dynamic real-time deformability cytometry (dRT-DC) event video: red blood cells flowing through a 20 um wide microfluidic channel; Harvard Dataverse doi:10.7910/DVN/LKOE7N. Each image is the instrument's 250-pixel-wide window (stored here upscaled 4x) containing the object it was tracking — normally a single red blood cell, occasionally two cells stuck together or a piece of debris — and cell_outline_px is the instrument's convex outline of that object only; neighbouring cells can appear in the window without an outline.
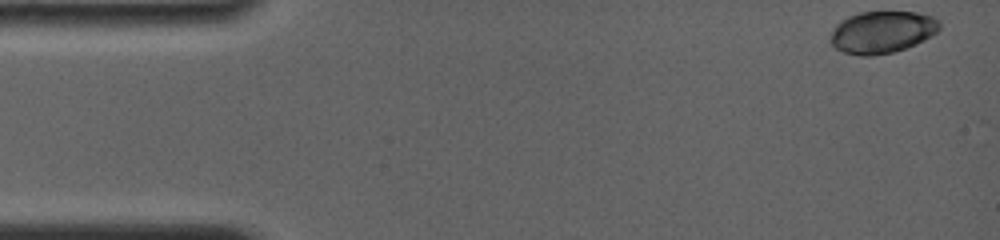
{"species": "common noctule bat (a hibernating species)", "species_latin": "Nyctalus noctula", "temperature_condition": "room temperature", "stored_images_in_passage": 36, "camera_frame_rate_fps": 4000, "um_per_image_px": 0.085, "animal": {"sex": "female", "body_mass_g": 19.0, "forearm_length_mm": 56.7}, "frame": {"image": 1, "passage_image": 1, "time_ms": 0.0, "image_size_px": [1000, 240], "cell_outline_px": [[940, 28], [932, 36], [916, 44], [892, 52], [872, 56], [860, 56], [844, 52], [836, 48], [828, 40], [836, 24], [840, 20], [848, 16], [860, 12], [916, 12], [932, 16], [940, 20]], "centroid_in_image_um": [74.97, 2.72], "position_along_channel_um": 10.0, "area_um2": 26.88}}
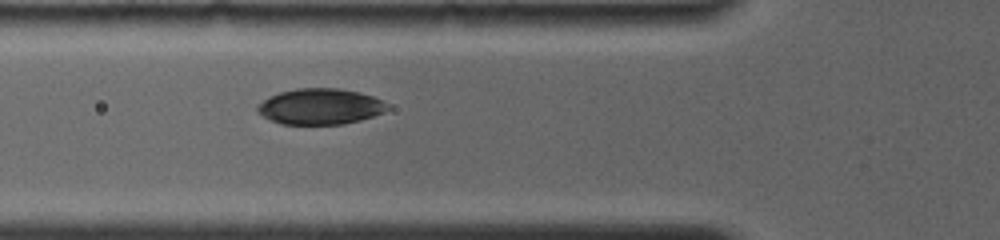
{"frame": {"image": 2, "passage_image": 26, "time_ms": 5.25, "image_size_px": [1000, 240], "cell_outline_px": [[388, 108], [372, 116], [360, 120], [344, 124], [284, 124], [272, 120], [264, 116], [256, 108], [264, 100], [280, 92], [296, 88], [340, 88], [360, 92], [372, 96], [388, 104]], "centroid_in_image_um": [27.23, 9.04], "position_along_channel_um": 98.6, "area_um2": 26.7}}
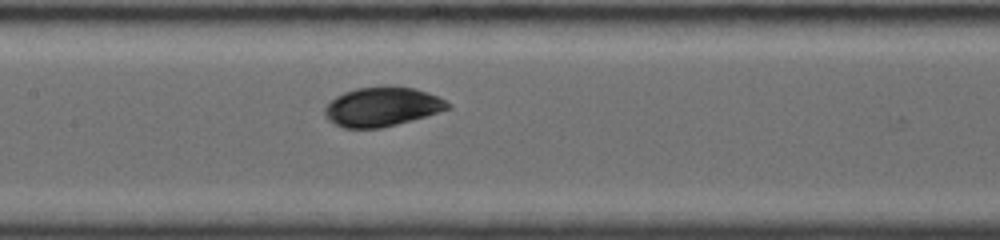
{"frame": {"image": 3, "passage_image": 35, "time_ms": 7.25, "image_size_px": [1000, 240], "cell_outline_px": [[452, 108], [396, 124], [380, 128], [344, 128], [328, 120], [324, 116], [324, 108], [336, 96], [344, 92], [356, 88], [388, 84], [416, 88], [428, 92], [444, 100]], "centroid_in_image_um": [32.45, 9.04], "position_along_channel_um": 174.9, "area_um2": 28.26}}